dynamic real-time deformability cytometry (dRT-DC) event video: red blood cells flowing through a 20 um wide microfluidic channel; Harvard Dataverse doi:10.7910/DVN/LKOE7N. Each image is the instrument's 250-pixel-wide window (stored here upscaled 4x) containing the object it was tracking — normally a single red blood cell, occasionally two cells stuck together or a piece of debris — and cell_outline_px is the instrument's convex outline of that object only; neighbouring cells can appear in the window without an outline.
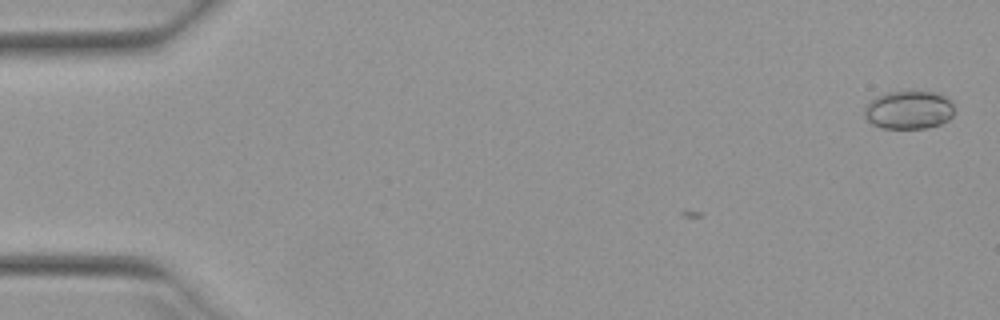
{"species": "Egyptian fruit bat (a non-hibernating species)", "species_latin": "Rousettus aegyptiacus", "temperature_condition": "warm", "stored_images_in_passage": 3, "camera_frame_rate_fps": 3000, "um_per_image_px": 0.085, "animal": {"sex": "female"}, "frame": {"image": 1, "passage_image": 3, "time_ms": 0.667, "image_size_px": [1000, 320], "cell_outline_px": [[952, 116], [948, 120], [940, 124], [928, 128], [880, 128], [872, 124], [864, 116], [864, 108], [868, 100], [884, 92], [940, 92], [952, 100]], "centroid_in_image_um": [77.22, 9.34], "position_along_channel_um": 7.8, "area_um2": 20.35}}